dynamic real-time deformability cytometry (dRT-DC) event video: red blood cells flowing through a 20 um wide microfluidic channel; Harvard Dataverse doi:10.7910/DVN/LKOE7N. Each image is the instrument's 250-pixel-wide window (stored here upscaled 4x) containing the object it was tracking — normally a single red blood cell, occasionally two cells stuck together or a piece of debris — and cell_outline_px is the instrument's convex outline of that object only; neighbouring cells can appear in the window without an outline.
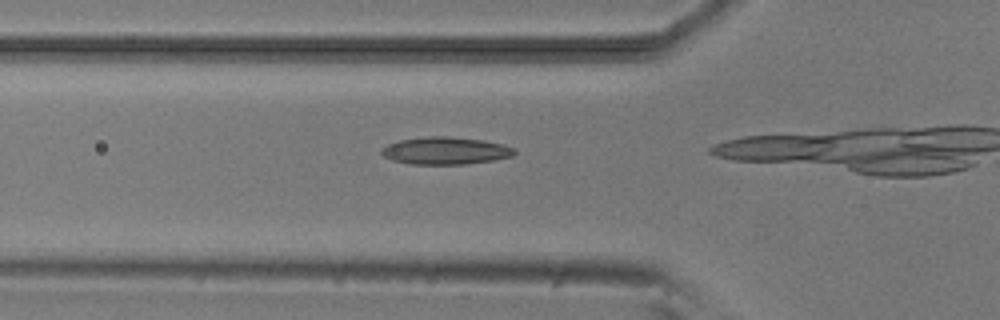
{"species": "common noctule bat (a hibernating species)", "species_latin": "Nyctalus noctula", "temperature_condition": "room temperature", "stored_images_in_passage": 20, "camera_frame_rate_fps": 3000, "um_per_image_px": 0.085, "animal": {"sex": "male", "body_mass_g": 20.5, "forearm_length_mm": 52.5}, "frame": {"image": 1, "passage_image": 17, "time_ms": 5.333, "image_size_px": [1000, 320], "cell_outline_px": [[516, 152], [512, 156], [492, 160], [464, 164], [412, 164], [392, 160], [384, 156], [380, 152], [380, 148], [388, 144], [400, 140], [428, 136], [448, 136], [484, 140], [504, 144], [516, 148]], "centroid_in_image_um": [37.87, 12.8], "position_along_channel_um": 87.9, "area_um2": 21.27}}